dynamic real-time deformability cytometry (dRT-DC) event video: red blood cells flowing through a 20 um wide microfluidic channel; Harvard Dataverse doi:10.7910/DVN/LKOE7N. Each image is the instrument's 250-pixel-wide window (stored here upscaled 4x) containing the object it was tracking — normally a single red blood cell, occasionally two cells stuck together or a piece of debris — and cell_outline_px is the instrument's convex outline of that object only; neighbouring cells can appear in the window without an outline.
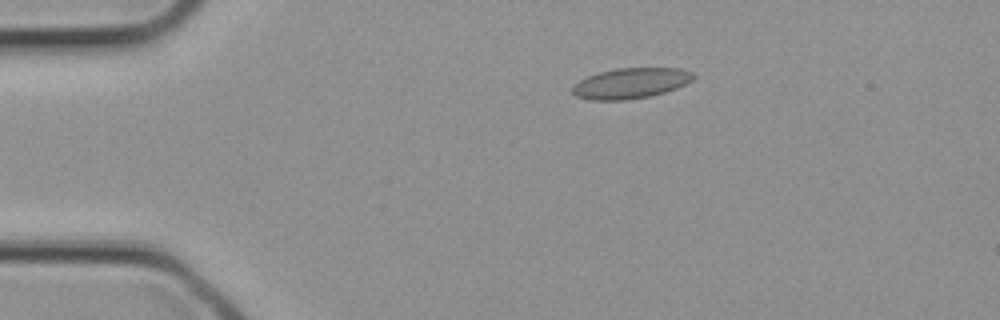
{"species": "common noctule bat (a hibernating species)", "species_latin": "Nyctalus noctula", "temperature_condition": "cold", "stored_images_in_passage": 2, "camera_frame_rate_fps": 3000, "um_per_image_px": 0.085, "animal": {"sex": "female", "body_mass_g": 21.9}, "frame": {"image": 1, "passage_image": 1, "time_ms": 0.0, "image_size_px": [1000, 320], "cell_outline_px": [[696, 76], [692, 80], [676, 88], [664, 92], [648, 96], [628, 100], [588, 100], [576, 96], [572, 92], [572, 84], [588, 76], [600, 72], [616, 68], [680, 68], [692, 72]], "centroid_in_image_um": [53.58, 7.07], "position_along_channel_um": 31.4, "area_um2": 21.5}}
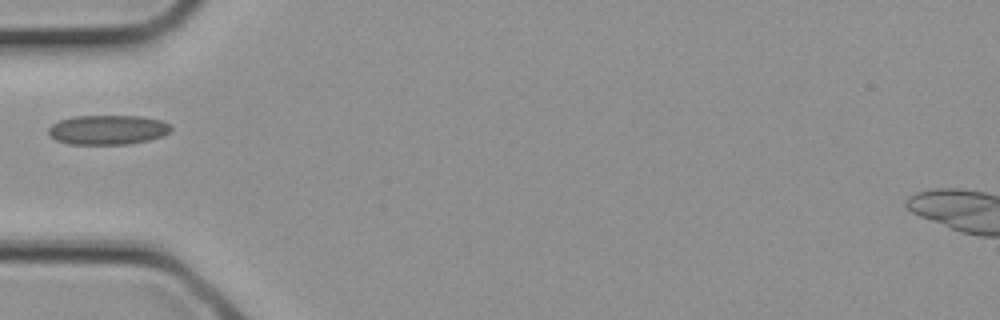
{"frame": {"image": 2, "passage_image": 2, "time_ms": 0.333, "image_size_px": [1000, 320], "cell_outline_px": [[172, 128], [164, 136], [148, 140], [128, 144], [68, 144], [56, 140], [48, 132], [48, 128], [52, 124], [60, 120], [72, 116], [140, 116], [160, 120], [172, 124]], "centroid_in_image_um": [9.17, 11.03], "position_along_channel_um": 75.8, "area_um2": 21.15}}